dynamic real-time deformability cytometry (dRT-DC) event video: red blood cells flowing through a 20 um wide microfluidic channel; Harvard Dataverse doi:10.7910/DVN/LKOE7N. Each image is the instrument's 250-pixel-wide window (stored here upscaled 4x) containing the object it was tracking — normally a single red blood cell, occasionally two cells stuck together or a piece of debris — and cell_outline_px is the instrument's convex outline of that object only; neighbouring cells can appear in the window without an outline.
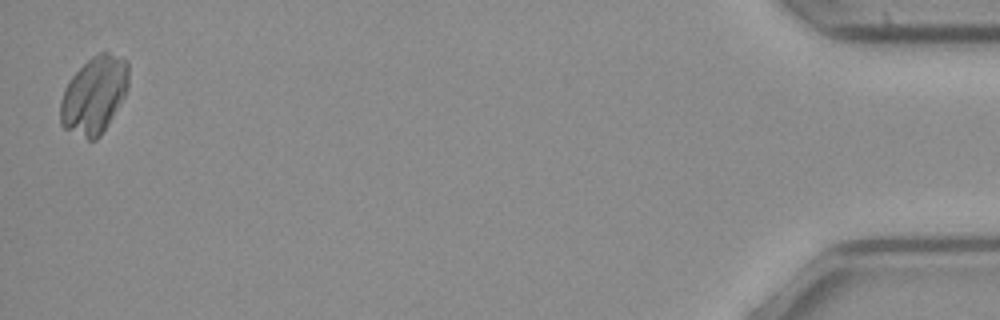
{"species": "common noctule bat (a hibernating species)", "species_latin": "Nyctalus noctula", "temperature_condition": "cold", "stored_images_in_passage": 45, "camera_frame_rate_fps": 3000, "um_per_image_px": 0.085, "animal": {"sex": "female", "body_mass_g": 21.9}, "frame": {"image": 1, "passage_image": 45, "time_ms": 14.667, "image_size_px": [1000, 320], "cell_outline_px": [[128, 88], [124, 96], [108, 124], [100, 136], [96, 140], [88, 140], [64, 128], [60, 124], [60, 100], [64, 88], [68, 80], [92, 56], [100, 52], [108, 52], [128, 60]], "centroid_in_image_um": [7.99, 8.08], "position_along_channel_um": 427.2, "area_um2": 30.69}}